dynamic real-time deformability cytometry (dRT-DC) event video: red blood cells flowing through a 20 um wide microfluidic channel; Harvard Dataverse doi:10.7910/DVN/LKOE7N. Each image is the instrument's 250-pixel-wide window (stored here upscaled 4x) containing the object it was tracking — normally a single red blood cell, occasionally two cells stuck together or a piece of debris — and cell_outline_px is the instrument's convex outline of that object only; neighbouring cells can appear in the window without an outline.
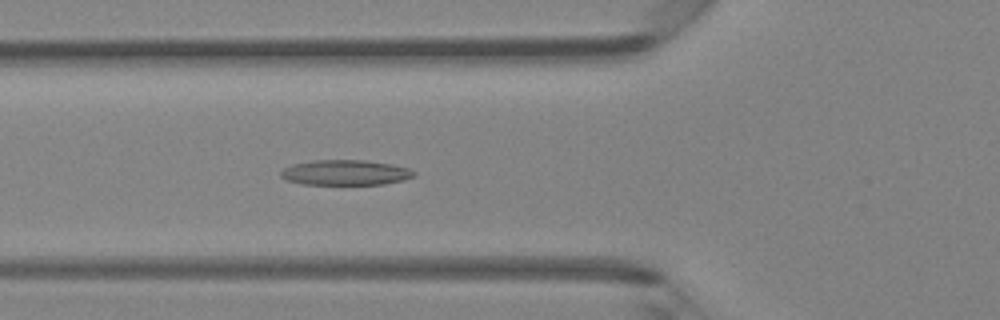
{"species": "Egyptian fruit bat (a non-hibernating species)", "species_latin": "Rousettus aegyptiacus", "temperature_condition": "room temperature", "stored_images_in_passage": 41, "camera_frame_rate_fps": 3000, "um_per_image_px": 0.085, "animal": {"sex": "female"}, "frame": {"image": 1, "passage_image": 11, "time_ms": 3.333, "image_size_px": [1000, 320], "cell_outline_px": [[416, 176], [404, 180], [384, 184], [300, 184], [288, 180], [280, 176], [280, 172], [284, 168], [292, 164], [312, 160], [364, 160], [392, 164], [408, 168], [416, 172]], "centroid_in_image_um": [29.37, 14.66], "position_along_channel_um": 96.4, "area_um2": 19.65}}
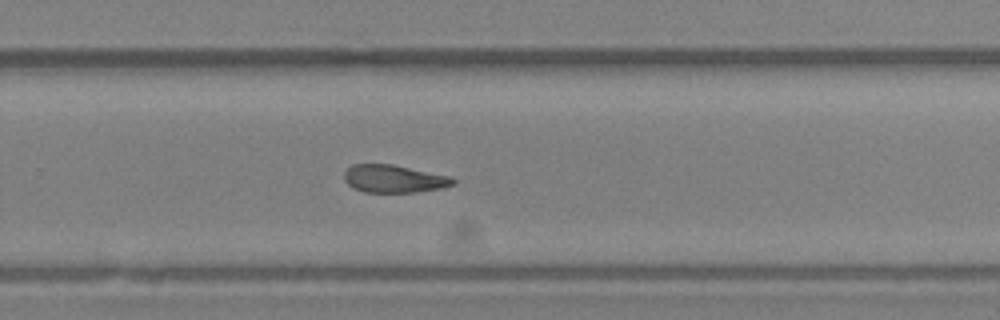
{"frame": {"image": 2, "passage_image": 25, "time_ms": 8.0, "image_size_px": [1000, 320], "cell_outline_px": [[456, 184], [444, 188], [416, 192], [364, 192], [352, 188], [344, 180], [344, 172], [352, 164], [392, 164], [452, 176], [456, 180]], "centroid_in_image_um": [33.52, 15.2], "position_along_channel_um": 296.3, "area_um2": 17.86}}
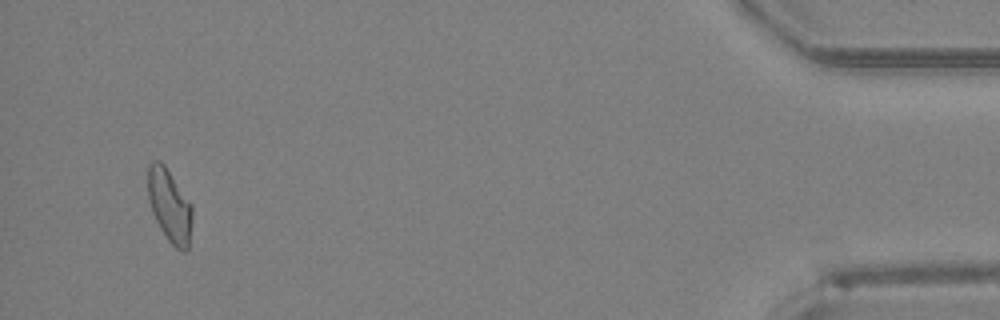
{"frame": {"image": 3, "passage_image": 39, "time_ms": 12.667, "image_size_px": [1000, 320], "cell_outline_px": [[192, 220], [188, 248], [184, 252], [180, 252], [168, 240], [160, 228], [152, 212], [148, 196], [148, 164], [152, 160], [160, 160], [164, 164], [192, 204]], "centroid_in_image_um": [14.42, 17.47], "position_along_channel_um": 420.8, "area_um2": 18.9}}